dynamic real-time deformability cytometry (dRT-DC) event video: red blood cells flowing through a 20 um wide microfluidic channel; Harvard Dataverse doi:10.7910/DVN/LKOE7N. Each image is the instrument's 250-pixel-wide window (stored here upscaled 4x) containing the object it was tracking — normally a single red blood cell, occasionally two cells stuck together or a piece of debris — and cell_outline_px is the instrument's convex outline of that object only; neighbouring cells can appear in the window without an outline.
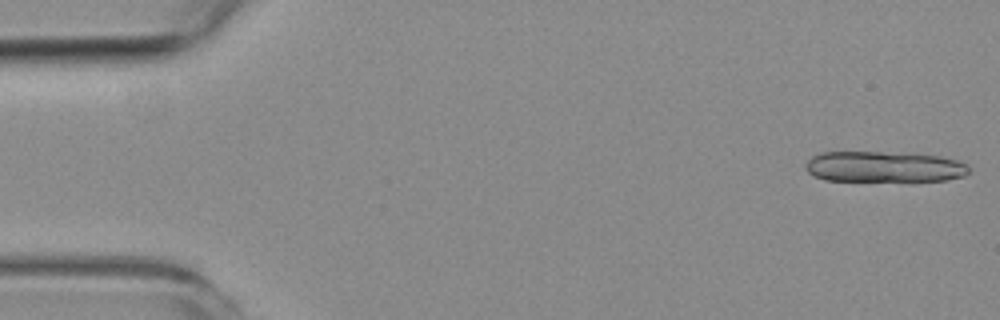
{"species": "common noctule bat (a hibernating species)", "species_latin": "Nyctalus noctula", "temperature_condition": "room temperature", "stored_images_in_passage": 3, "camera_frame_rate_fps": 3000, "um_per_image_px": 0.085, "animal": {"sex": "female", "body_mass_g": 19.3, "forearm_length_mm": 54.1}, "frame": {"image": 1, "passage_image": 1, "time_ms": 0.0, "image_size_px": [1000, 320], "cell_outline_px": [[968, 172], [964, 176], [948, 180], [912, 184], [908, 184], [824, 180], [808, 172], [804, 168], [804, 164], [812, 156], [820, 152], [912, 152], [940, 156], [956, 160], [968, 164]], "centroid_in_image_um": [75.2, 14.22], "position_along_channel_um": 9.8, "area_um2": 31.33}}